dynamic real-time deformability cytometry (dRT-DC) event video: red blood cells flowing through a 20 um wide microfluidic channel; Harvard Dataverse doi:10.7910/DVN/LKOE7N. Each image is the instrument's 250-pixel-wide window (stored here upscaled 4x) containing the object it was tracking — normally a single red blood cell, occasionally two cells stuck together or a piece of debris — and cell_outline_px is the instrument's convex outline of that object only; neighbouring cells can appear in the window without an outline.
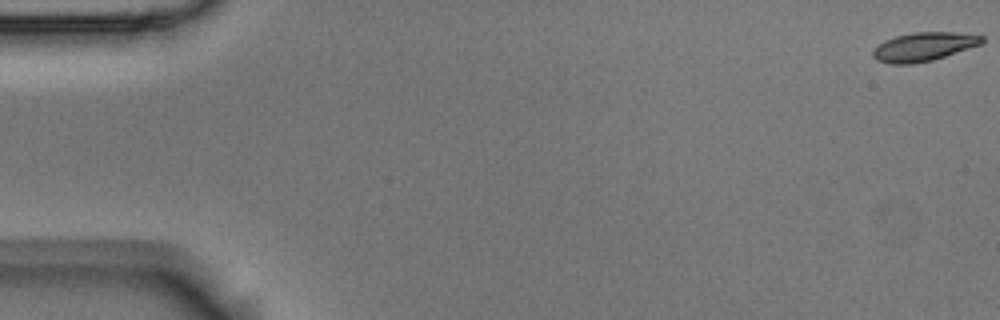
{"species": "Egyptian fruit bat (a non-hibernating species)", "species_latin": "Rousettus aegyptiacus", "temperature_condition": "room temperature", "stored_images_in_passage": 57, "camera_frame_rate_fps": 3000, "um_per_image_px": 0.085, "animal": {"sex": "male"}, "frame": {"image": 1, "passage_image": 1, "time_ms": 0.0, "image_size_px": [1000, 320], "cell_outline_px": [[984, 40], [980, 44], [932, 60], [912, 64], [888, 64], [876, 60], [872, 56], [872, 52], [884, 40], [896, 36], [912, 32], [952, 32], [984, 36]], "centroid_in_image_um": [78.47, 3.97], "position_along_channel_um": 6.5, "area_um2": 18.03}}
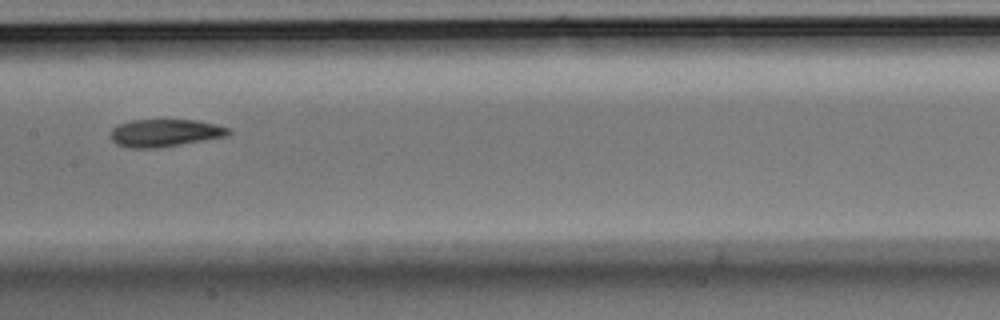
{"frame": {"image": 2, "passage_image": 29, "time_ms": 9.333, "image_size_px": [1000, 320], "cell_outline_px": [[232, 132], [228, 136], [160, 148], [128, 148], [116, 144], [108, 136], [112, 128], [120, 124], [132, 120], [196, 120], [216, 124], [232, 128]], "centroid_in_image_um": [14.03, 11.31], "position_along_channel_um": 193.4, "area_um2": 19.25}}
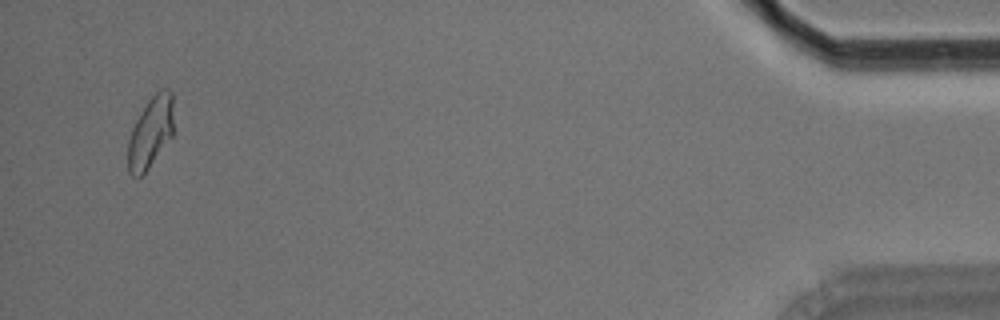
{"frame": {"image": 3, "passage_image": 55, "time_ms": 18.0, "image_size_px": [1000, 320], "cell_outline_px": [[172, 136], [148, 168], [136, 180], [128, 172], [128, 140], [132, 128], [136, 120], [148, 100], [160, 88], [168, 88], [172, 92]], "centroid_in_image_um": [12.78, 11.25], "position_along_channel_um": 422.4, "area_um2": 18.79}, "authors_computed_cell_mechanics": {"area_um2": 18.9584, "velocity_mm_per_s": 3.5719, "shape_relaxation_time_tau1_ms": 5.5836, "shape_relaxation_time_tau2_ms": 3.8134, "deformation_change_tau1": 0.1606, "deformation_change_tau2": 0.0906}}